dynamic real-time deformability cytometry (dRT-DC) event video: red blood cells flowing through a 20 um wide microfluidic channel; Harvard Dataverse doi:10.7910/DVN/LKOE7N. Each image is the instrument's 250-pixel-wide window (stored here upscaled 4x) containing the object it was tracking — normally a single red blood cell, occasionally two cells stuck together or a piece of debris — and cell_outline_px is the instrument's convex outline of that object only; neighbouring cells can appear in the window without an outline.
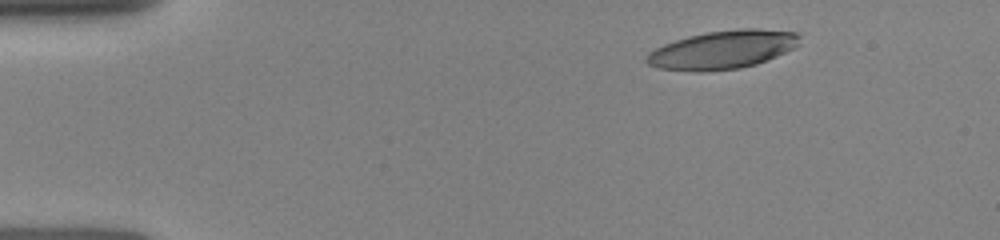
{"species": "human", "species_latin": "Homo sapiens", "temperature_condition": "room temperature", "stored_images_in_passage": 21, "camera_frame_rate_fps": 3000, "um_per_image_px": 0.085, "donor": {"sex": "female"}, "frame": {"image": 1, "passage_image": 1, "time_ms": 0.0, "image_size_px": [1000, 240], "cell_outline_px": [[800, 44], [776, 56], [756, 64], [740, 68], [700, 72], [660, 68], [648, 64], [644, 60], [648, 52], [664, 44], [688, 36], [708, 32], [744, 28], [756, 28], [800, 32]], "centroid_in_image_um": [61.44, 4.22], "position_along_channel_um": 23.6, "area_um2": 34.16}}
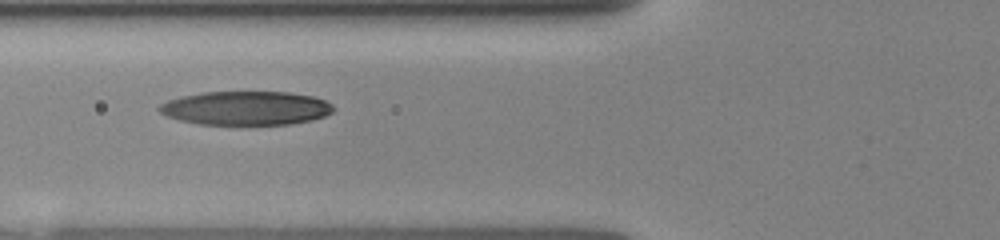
{"frame": {"image": 2, "passage_image": 10, "time_ms": 4.0, "image_size_px": [1000, 240], "cell_outline_px": [[336, 108], [332, 112], [324, 116], [312, 120], [288, 124], [200, 124], [180, 120], [168, 116], [160, 112], [156, 108], [160, 104], [168, 100], [180, 96], [204, 92], [288, 92], [312, 96], [324, 100], [332, 104]], "centroid_in_image_um": [20.9, 9.18], "position_along_channel_um": 104.9, "area_um2": 34.28}}
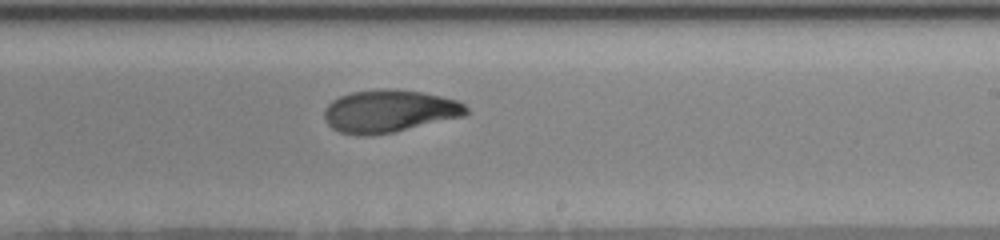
{"frame": {"image": 3, "passage_image": 21, "time_ms": 7.667, "image_size_px": [1000, 240], "cell_outline_px": [[468, 112], [464, 116], [392, 132], [372, 136], [360, 136], [340, 132], [332, 128], [328, 124], [324, 116], [324, 108], [332, 100], [340, 96], [352, 92], [380, 88], [384, 88], [420, 92], [440, 96], [456, 100], [464, 104], [468, 108]], "centroid_in_image_um": [33.05, 9.45], "position_along_channel_um": 255.9, "area_um2": 35.08}}